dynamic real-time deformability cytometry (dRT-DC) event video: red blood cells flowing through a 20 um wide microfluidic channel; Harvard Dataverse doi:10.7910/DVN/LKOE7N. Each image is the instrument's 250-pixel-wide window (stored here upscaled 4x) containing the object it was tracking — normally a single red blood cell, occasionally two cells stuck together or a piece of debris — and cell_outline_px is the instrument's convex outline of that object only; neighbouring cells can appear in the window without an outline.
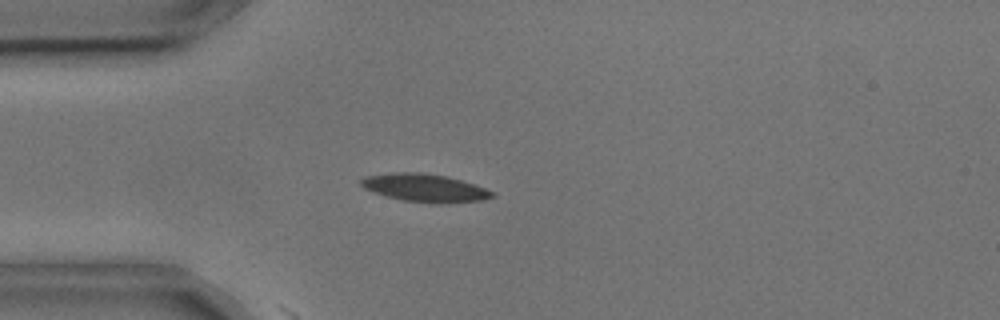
{"species": "common noctule bat (a hibernating species)", "species_latin": "Nyctalus noctula", "temperature_condition": "cold", "stored_images_in_passage": 17, "camera_frame_rate_fps": 3000, "um_per_image_px": 0.085, "animal": {"sex": "male", "body_mass_g": 17.9, "forearm_length_mm": 54.2}, "frame": {"image": 1, "passage_image": 10, "time_ms": 3.0, "image_size_px": [1000, 320], "cell_outline_px": [[496, 196], [480, 200], [440, 204], [404, 200], [372, 192], [364, 188], [360, 184], [360, 180], [364, 176], [392, 172], [420, 172], [448, 176], [496, 192]], "centroid_in_image_um": [36.09, 15.96], "position_along_channel_um": 48.9, "area_um2": 21.33}}